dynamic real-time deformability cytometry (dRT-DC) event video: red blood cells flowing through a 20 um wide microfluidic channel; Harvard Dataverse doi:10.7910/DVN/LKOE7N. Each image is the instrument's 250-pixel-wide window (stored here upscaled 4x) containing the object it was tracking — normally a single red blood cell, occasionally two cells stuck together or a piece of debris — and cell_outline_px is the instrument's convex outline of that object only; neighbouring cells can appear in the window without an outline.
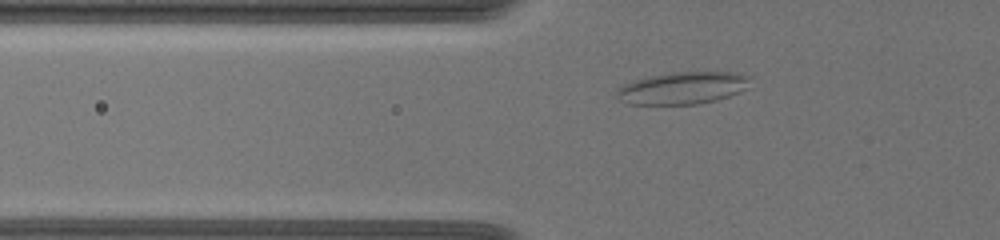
{"species": "common noctule bat (a hibernating species)", "species_latin": "Nyctalus noctula", "temperature_condition": "warm", "stored_images_in_passage": 26, "camera_frame_rate_fps": 3000, "um_per_image_px": 0.085, "animal": {"sex": "female", "body_mass_g": 19.5, "forearm_length_mm": 54.1}, "frame": {"image": 1, "passage_image": 13, "time_ms": 4.333, "image_size_px": [1000, 240], "cell_outline_px": [[752, 76], [748, 88], [728, 96], [716, 100], [700, 104], [628, 104], [620, 100], [616, 96], [616, 92], [624, 84], [648, 76], [672, 72], [728, 72]], "centroid_in_image_um": [58.05, 7.48], "position_along_channel_um": 67.8, "area_um2": 25.03}}
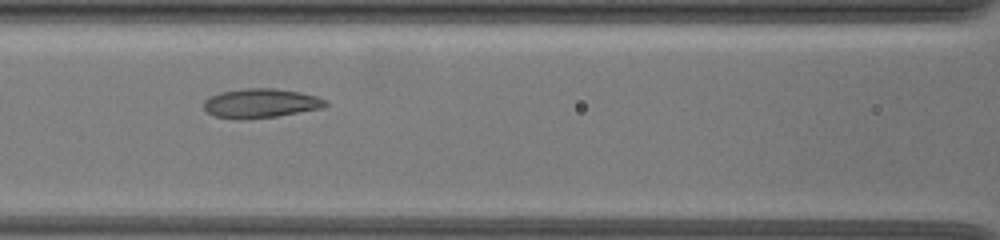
{"frame": {"image": 2, "passage_image": 22, "time_ms": 6.667, "image_size_px": [1000, 240], "cell_outline_px": [[328, 104], [324, 108], [276, 116], [244, 120], [240, 120], [216, 116], [208, 112], [204, 108], [204, 100], [220, 92], [244, 88], [276, 88], [300, 92], [316, 96], [324, 100]], "centroid_in_image_um": [22.16, 8.78], "position_along_channel_um": 144.4, "area_um2": 20.75}}
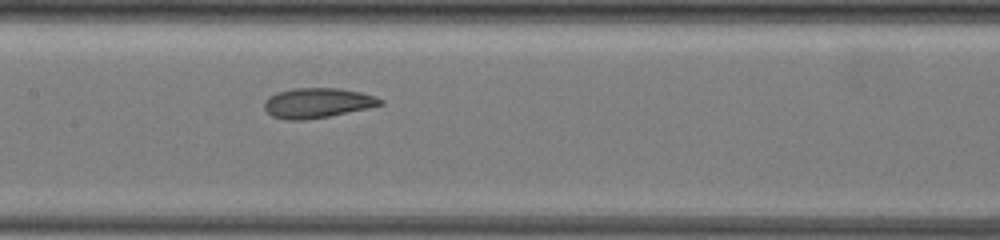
{"frame": {"image": 3, "passage_image": 25, "time_ms": 7.667, "image_size_px": [1000, 240], "cell_outline_px": [[384, 104], [368, 108], [328, 116], [304, 120], [284, 120], [272, 116], [264, 108], [264, 100], [268, 96], [276, 92], [292, 88], [340, 88], [360, 92], [376, 96], [384, 100]], "centroid_in_image_um": [26.96, 8.74], "position_along_channel_um": 180.4, "area_um2": 20.4}}